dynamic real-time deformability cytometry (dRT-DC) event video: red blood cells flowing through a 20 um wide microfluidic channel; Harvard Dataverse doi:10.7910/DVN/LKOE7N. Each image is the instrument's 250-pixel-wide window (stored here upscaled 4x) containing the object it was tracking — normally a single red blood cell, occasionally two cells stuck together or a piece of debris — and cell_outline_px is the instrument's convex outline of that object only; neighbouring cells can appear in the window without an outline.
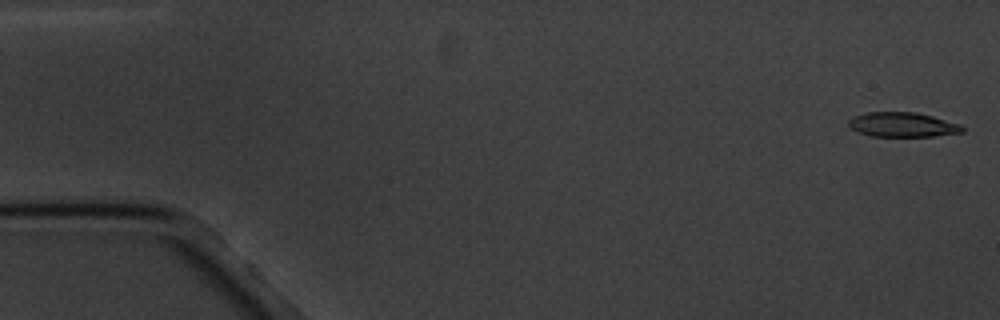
{"species": "common noctule bat (a hibernating species)", "species_latin": "Nyctalus noctula", "temperature_condition": "cold", "stored_images_in_passage": 7, "camera_frame_rate_fps": 3000, "um_per_image_px": 0.085, "animal": {"sex": "male", "body_mass_g": 20.1, "forearm_length_mm": 53.5}, "frame": {"image": 1, "passage_image": 1, "time_ms": 0.0, "image_size_px": [1000, 320], "cell_outline_px": [[964, 132], [932, 136], [872, 136], [856, 132], [848, 128], [848, 120], [856, 116], [868, 112], [916, 112], [932, 116], [960, 124], [964, 128]], "centroid_in_image_um": [76.69, 10.6], "position_along_channel_um": 8.3, "area_um2": 16.3}}
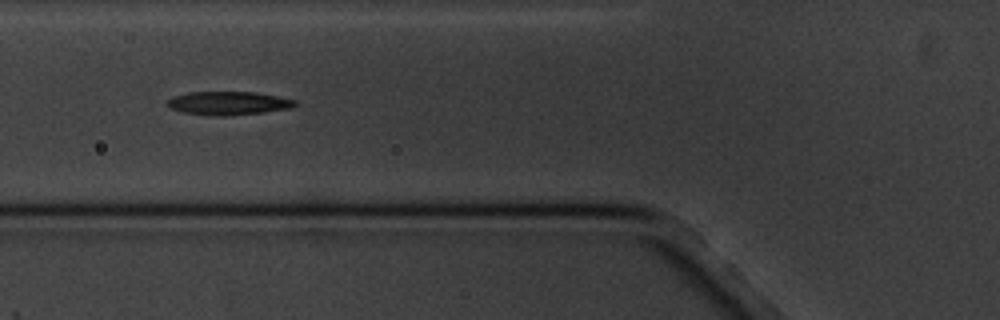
{"frame": {"image": 2, "passage_image": 6, "time_ms": 6.667, "image_size_px": [1000, 320], "cell_outline_px": [[296, 104], [288, 108], [264, 112], [224, 116], [216, 116], [184, 112], [172, 108], [168, 104], [168, 100], [172, 96], [188, 92], [256, 92], [296, 100]], "centroid_in_image_um": [19.4, 8.76], "position_along_channel_um": 106.4, "area_um2": 17.17}}
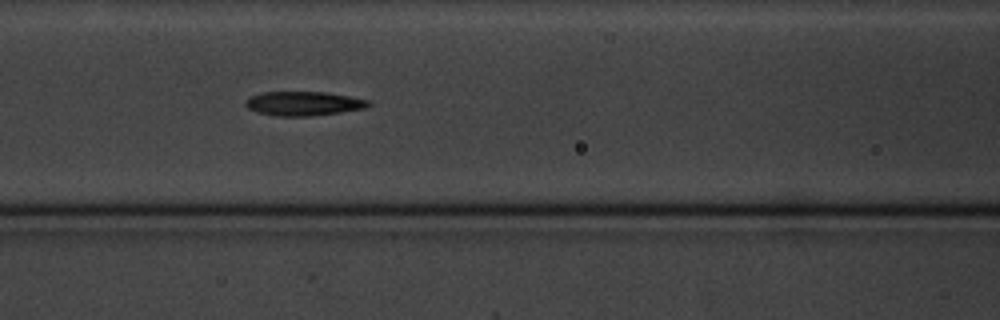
{"frame": {"image": 3, "passage_image": 7, "time_ms": 7.667, "image_size_px": [1000, 320], "cell_outline_px": [[372, 104], [368, 108], [340, 112], [308, 116], [276, 116], [260, 112], [248, 108], [244, 104], [244, 100], [248, 96], [260, 92], [324, 92], [348, 96], [368, 100]], "centroid_in_image_um": [25.78, 8.79], "position_along_channel_um": 140.8, "area_um2": 17.34}}